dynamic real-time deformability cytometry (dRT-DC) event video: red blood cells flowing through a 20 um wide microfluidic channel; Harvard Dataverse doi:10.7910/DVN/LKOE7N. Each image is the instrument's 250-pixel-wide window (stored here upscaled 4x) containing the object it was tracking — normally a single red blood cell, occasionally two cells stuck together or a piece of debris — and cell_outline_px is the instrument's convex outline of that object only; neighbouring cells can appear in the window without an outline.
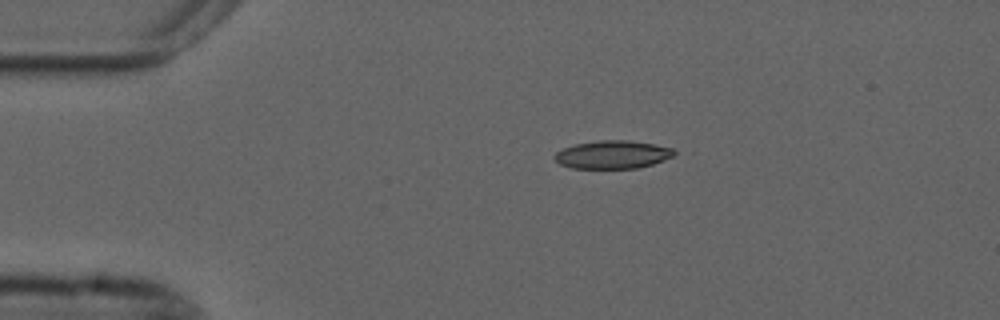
{"species": "common noctule bat (a hibernating species)", "species_latin": "Nyctalus noctula", "temperature_condition": "cold", "stored_images_in_passage": 45, "camera_frame_rate_fps": 3000, "um_per_image_px": 0.085, "animal": {"sex": "male", "forearm_length_mm": 52.5}, "frame": {"image": 1, "passage_image": 1, "time_ms": 0.0, "image_size_px": [1000, 320], "cell_outline_px": [[680, 152], [664, 160], [652, 164], [636, 168], [572, 168], [560, 164], [552, 156], [556, 152], [564, 148], [576, 144], [600, 140], [628, 140], [652, 144], [672, 148]], "centroid_in_image_um": [52.08, 13.14], "position_along_channel_um": 32.9, "area_um2": 19.48}}
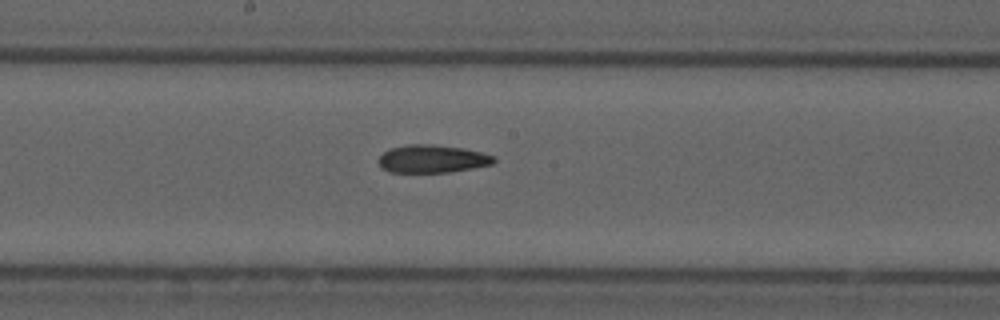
{"frame": {"image": 2, "passage_image": 19, "time_ms": 6.0, "image_size_px": [1000, 320], "cell_outline_px": [[496, 160], [492, 164], [472, 168], [448, 172], [388, 172], [380, 168], [376, 160], [384, 152], [392, 148], [408, 144], [432, 144], [464, 148], [496, 156]], "centroid_in_image_um": [36.71, 13.5], "position_along_channel_um": 211.5, "area_um2": 18.84}}
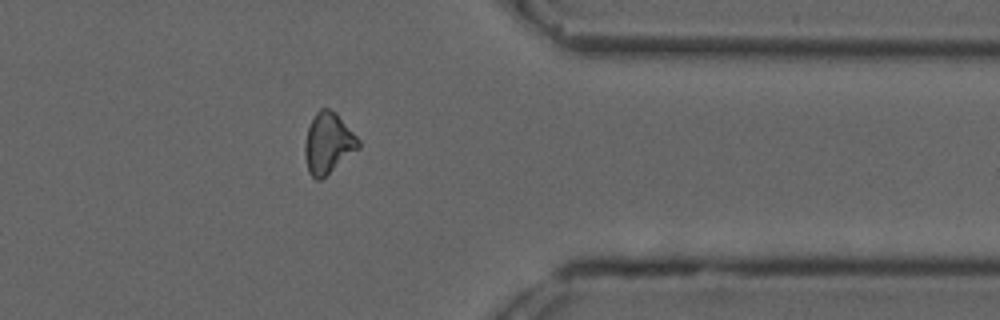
{"frame": {"image": 3, "passage_image": 34, "time_ms": 11.0, "image_size_px": [1000, 320], "cell_outline_px": [[360, 148], [320, 180], [316, 180], [308, 172], [304, 152], [304, 144], [308, 128], [316, 112], [320, 108], [328, 108], [336, 112], [360, 140]], "centroid_in_image_um": [27.9, 12.17], "position_along_channel_um": 383.5, "area_um2": 18.96}, "authors_computed_cell_mechanics": {"area_um2": 19.363, "velocity_mm_per_s": 3.7077, "shape_relaxation_time_tau1_ms": null, "shape_relaxation_time_tau2_ms": 9.0332, "deformation_change_tau1": null, "deformation_change_tau2": 0.2132}}